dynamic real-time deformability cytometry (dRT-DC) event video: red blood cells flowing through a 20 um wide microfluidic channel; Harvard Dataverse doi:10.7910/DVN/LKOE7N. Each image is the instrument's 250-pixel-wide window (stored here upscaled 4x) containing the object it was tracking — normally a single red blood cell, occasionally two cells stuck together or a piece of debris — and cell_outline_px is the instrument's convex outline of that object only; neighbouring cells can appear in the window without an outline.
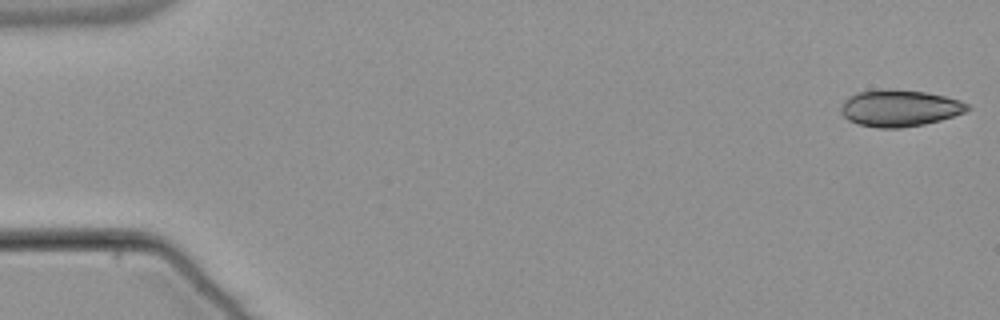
{"species": "common noctule bat (a hibernating species)", "species_latin": "Nyctalus noctula", "temperature_condition": "warm", "stored_images_in_passage": 53, "camera_frame_rate_fps": 3000, "um_per_image_px": 0.085, "animal": {"sex": "male", "body_mass_g": 21.5, "forearm_length_mm": 52.0}, "frame": {"image": 1, "passage_image": 1, "time_ms": 0.0, "image_size_px": [1000, 320], "cell_outline_px": [[972, 108], [964, 112], [940, 120], [924, 124], [900, 128], [876, 128], [860, 124], [848, 120], [840, 112], [840, 104], [848, 96], [856, 92], [880, 88], [892, 88], [924, 92], [944, 96], [960, 100], [968, 104]], "centroid_in_image_um": [76.42, 9.17], "position_along_channel_um": 8.6, "area_um2": 27.34}}
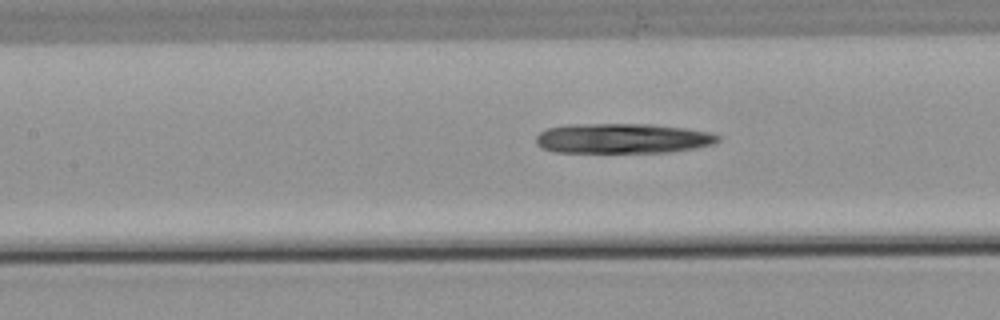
{"frame": {"image": 2, "passage_image": 24, "time_ms": 7.667, "image_size_px": [1000, 320], "cell_outline_px": [[720, 140], [716, 144], [696, 148], [672, 152], [556, 152], [540, 148], [536, 144], [536, 136], [540, 132], [548, 128], [568, 124], [652, 124], [684, 128], [712, 132], [720, 136]], "centroid_in_image_um": [52.95, 11.76], "position_along_channel_um": 154.5, "area_um2": 32.14}}
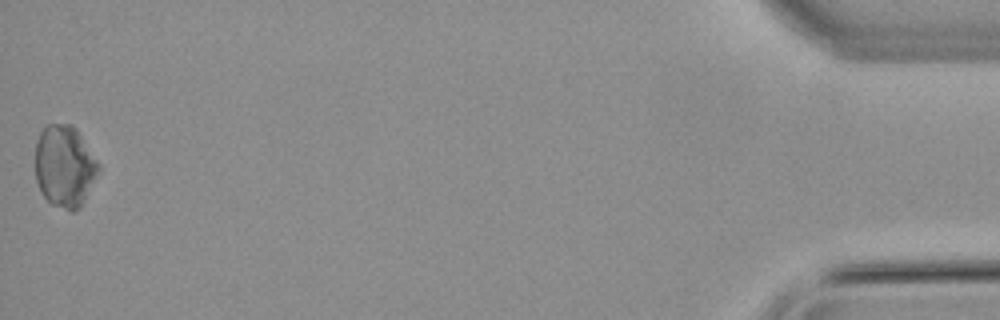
{"frame": {"image": 3, "passage_image": 53, "time_ms": 17.333, "image_size_px": [1000, 320], "cell_outline_px": [[100, 172], [80, 208], [72, 212], [52, 204], [40, 192], [36, 180], [36, 140], [40, 132], [48, 124], [72, 124], [76, 128], [100, 164]], "centroid_in_image_um": [5.51, 14.14], "position_along_channel_um": 429.7, "area_um2": 30.4}}